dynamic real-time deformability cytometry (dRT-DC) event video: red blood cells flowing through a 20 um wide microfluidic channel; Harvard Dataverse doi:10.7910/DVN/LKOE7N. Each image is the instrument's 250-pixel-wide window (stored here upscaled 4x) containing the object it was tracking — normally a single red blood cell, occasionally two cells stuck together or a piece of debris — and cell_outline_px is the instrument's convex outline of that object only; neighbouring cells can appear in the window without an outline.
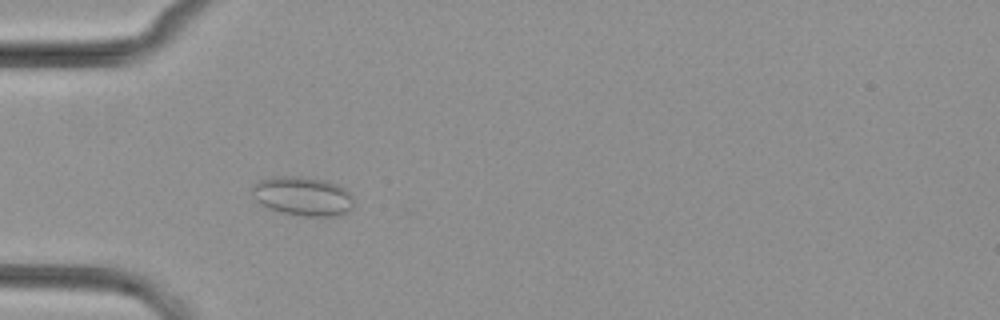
{"species": "common noctule bat (a hibernating species)", "species_latin": "Nyctalus noctula", "temperature_condition": "cold", "stored_images_in_passage": 52, "camera_frame_rate_fps": 3000, "um_per_image_px": 0.085, "animal": {"sex": "female", "body_mass_g": 29.2, "forearm_length_mm": 56.3}, "frame": {"image": 1, "passage_image": 15, "time_ms": 4.667, "image_size_px": [1000, 320], "cell_outline_px": [[352, 208], [348, 212], [336, 216], [304, 216], [284, 212], [260, 204], [252, 196], [252, 184], [260, 180], [272, 176], [296, 176], [324, 180], [336, 184], [344, 188], [352, 196]], "centroid_in_image_um": [25.72, 16.66], "position_along_channel_um": 59.3, "area_um2": 23.0}}
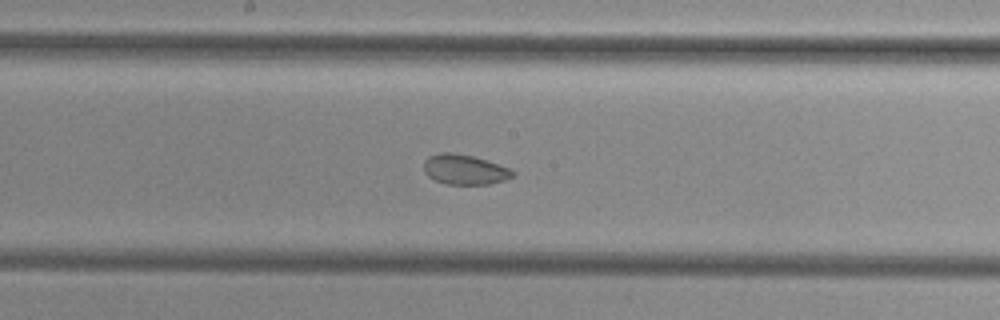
{"frame": {"image": 2, "passage_image": 27, "time_ms": 8.667, "image_size_px": [1000, 320], "cell_outline_px": [[516, 172], [512, 176], [504, 180], [488, 184], [444, 184], [428, 176], [424, 172], [424, 160], [428, 156], [440, 152], [452, 152], [472, 156], [512, 168]], "centroid_in_image_um": [39.48, 14.4], "position_along_channel_um": 208.7, "area_um2": 15.61}}
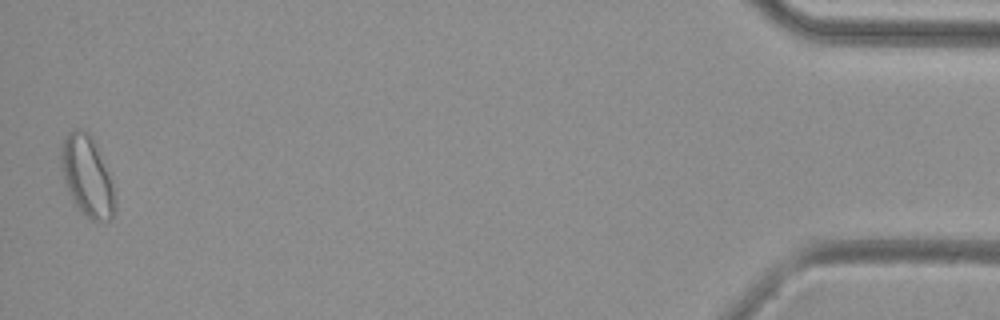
{"frame": {"image": 3, "passage_image": 51, "time_ms": 16.667, "image_size_px": [1000, 320], "cell_outline_px": [[116, 208], [112, 216], [108, 220], [92, 220], [76, 208], [72, 200], [64, 180], [60, 164], [60, 148], [68, 132], [76, 128], [84, 128], [92, 136], [112, 184], [116, 200]], "centroid_in_image_um": [7.38, 14.96], "position_along_channel_um": 427.8, "area_um2": 25.14}}